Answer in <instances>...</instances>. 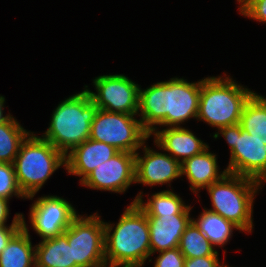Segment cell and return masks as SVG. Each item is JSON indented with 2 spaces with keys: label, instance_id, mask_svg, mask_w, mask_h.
<instances>
[{
  "label": "cell",
  "instance_id": "obj_1",
  "mask_svg": "<svg viewBox=\"0 0 266 267\" xmlns=\"http://www.w3.org/2000/svg\"><path fill=\"white\" fill-rule=\"evenodd\" d=\"M201 79L188 82L173 77L139 89L138 114L149 135L161 127H181L189 119H197Z\"/></svg>",
  "mask_w": 266,
  "mask_h": 267
},
{
  "label": "cell",
  "instance_id": "obj_2",
  "mask_svg": "<svg viewBox=\"0 0 266 267\" xmlns=\"http://www.w3.org/2000/svg\"><path fill=\"white\" fill-rule=\"evenodd\" d=\"M114 225L104 222L106 267H142L151 256L146 214L131 203Z\"/></svg>",
  "mask_w": 266,
  "mask_h": 267
},
{
  "label": "cell",
  "instance_id": "obj_3",
  "mask_svg": "<svg viewBox=\"0 0 266 267\" xmlns=\"http://www.w3.org/2000/svg\"><path fill=\"white\" fill-rule=\"evenodd\" d=\"M98 110L84 88L59 102L51 115L48 129L41 135L58 151L67 155L89 139L91 123Z\"/></svg>",
  "mask_w": 266,
  "mask_h": 267
},
{
  "label": "cell",
  "instance_id": "obj_4",
  "mask_svg": "<svg viewBox=\"0 0 266 267\" xmlns=\"http://www.w3.org/2000/svg\"><path fill=\"white\" fill-rule=\"evenodd\" d=\"M201 79L198 121L217 130L240 123L244 104L255 93L229 75Z\"/></svg>",
  "mask_w": 266,
  "mask_h": 267
},
{
  "label": "cell",
  "instance_id": "obj_5",
  "mask_svg": "<svg viewBox=\"0 0 266 267\" xmlns=\"http://www.w3.org/2000/svg\"><path fill=\"white\" fill-rule=\"evenodd\" d=\"M263 185L253 179L227 173L205 189L211 199L212 208L226 220L233 222L242 232L253 230V203Z\"/></svg>",
  "mask_w": 266,
  "mask_h": 267
},
{
  "label": "cell",
  "instance_id": "obj_6",
  "mask_svg": "<svg viewBox=\"0 0 266 267\" xmlns=\"http://www.w3.org/2000/svg\"><path fill=\"white\" fill-rule=\"evenodd\" d=\"M13 166L20 189L32 200L56 170L62 166L65 169L66 162L63 153L30 132L21 143Z\"/></svg>",
  "mask_w": 266,
  "mask_h": 267
},
{
  "label": "cell",
  "instance_id": "obj_7",
  "mask_svg": "<svg viewBox=\"0 0 266 267\" xmlns=\"http://www.w3.org/2000/svg\"><path fill=\"white\" fill-rule=\"evenodd\" d=\"M213 138L224 137L230 147L228 173L266 182V145L243 130L241 124L219 128ZM220 132V133H219Z\"/></svg>",
  "mask_w": 266,
  "mask_h": 267
},
{
  "label": "cell",
  "instance_id": "obj_8",
  "mask_svg": "<svg viewBox=\"0 0 266 267\" xmlns=\"http://www.w3.org/2000/svg\"><path fill=\"white\" fill-rule=\"evenodd\" d=\"M136 115L98 109L89 138L112 145L118 151L136 153L150 137Z\"/></svg>",
  "mask_w": 266,
  "mask_h": 267
},
{
  "label": "cell",
  "instance_id": "obj_9",
  "mask_svg": "<svg viewBox=\"0 0 266 267\" xmlns=\"http://www.w3.org/2000/svg\"><path fill=\"white\" fill-rule=\"evenodd\" d=\"M75 267H106L104 220L97 212L78 215L64 231Z\"/></svg>",
  "mask_w": 266,
  "mask_h": 267
},
{
  "label": "cell",
  "instance_id": "obj_10",
  "mask_svg": "<svg viewBox=\"0 0 266 267\" xmlns=\"http://www.w3.org/2000/svg\"><path fill=\"white\" fill-rule=\"evenodd\" d=\"M96 92L85 85L98 109L125 114H138L140 85L124 74L100 75L93 79Z\"/></svg>",
  "mask_w": 266,
  "mask_h": 267
},
{
  "label": "cell",
  "instance_id": "obj_11",
  "mask_svg": "<svg viewBox=\"0 0 266 267\" xmlns=\"http://www.w3.org/2000/svg\"><path fill=\"white\" fill-rule=\"evenodd\" d=\"M75 207L57 195H45L34 200L30 207L29 222L44 240L64 233L78 216Z\"/></svg>",
  "mask_w": 266,
  "mask_h": 267
},
{
  "label": "cell",
  "instance_id": "obj_12",
  "mask_svg": "<svg viewBox=\"0 0 266 267\" xmlns=\"http://www.w3.org/2000/svg\"><path fill=\"white\" fill-rule=\"evenodd\" d=\"M135 183V153L119 151L92 170L80 185L97 191L125 193Z\"/></svg>",
  "mask_w": 266,
  "mask_h": 267
},
{
  "label": "cell",
  "instance_id": "obj_13",
  "mask_svg": "<svg viewBox=\"0 0 266 267\" xmlns=\"http://www.w3.org/2000/svg\"><path fill=\"white\" fill-rule=\"evenodd\" d=\"M143 156L139 150L135 153V183L145 186L167 184L181 178V163L168 153L158 152L143 144Z\"/></svg>",
  "mask_w": 266,
  "mask_h": 267
},
{
  "label": "cell",
  "instance_id": "obj_14",
  "mask_svg": "<svg viewBox=\"0 0 266 267\" xmlns=\"http://www.w3.org/2000/svg\"><path fill=\"white\" fill-rule=\"evenodd\" d=\"M159 130L158 127L150 134V137H154L153 143L180 163L209 147V144L196 137L186 127H166Z\"/></svg>",
  "mask_w": 266,
  "mask_h": 267
},
{
  "label": "cell",
  "instance_id": "obj_15",
  "mask_svg": "<svg viewBox=\"0 0 266 267\" xmlns=\"http://www.w3.org/2000/svg\"><path fill=\"white\" fill-rule=\"evenodd\" d=\"M118 152L112 145L89 138L65 155V169L68 174L80 177L81 182L92 170Z\"/></svg>",
  "mask_w": 266,
  "mask_h": 267
},
{
  "label": "cell",
  "instance_id": "obj_16",
  "mask_svg": "<svg viewBox=\"0 0 266 267\" xmlns=\"http://www.w3.org/2000/svg\"><path fill=\"white\" fill-rule=\"evenodd\" d=\"M150 230L151 256L178 248L182 234L192 221L190 214L146 215Z\"/></svg>",
  "mask_w": 266,
  "mask_h": 267
},
{
  "label": "cell",
  "instance_id": "obj_17",
  "mask_svg": "<svg viewBox=\"0 0 266 267\" xmlns=\"http://www.w3.org/2000/svg\"><path fill=\"white\" fill-rule=\"evenodd\" d=\"M209 148L181 163V177L186 176L194 194L199 193L198 191L205 189L228 173L226 169L219 170L218 157L209 151Z\"/></svg>",
  "mask_w": 266,
  "mask_h": 267
},
{
  "label": "cell",
  "instance_id": "obj_18",
  "mask_svg": "<svg viewBox=\"0 0 266 267\" xmlns=\"http://www.w3.org/2000/svg\"><path fill=\"white\" fill-rule=\"evenodd\" d=\"M23 228L0 253V267H36V246L32 245L29 228L22 214Z\"/></svg>",
  "mask_w": 266,
  "mask_h": 267
},
{
  "label": "cell",
  "instance_id": "obj_19",
  "mask_svg": "<svg viewBox=\"0 0 266 267\" xmlns=\"http://www.w3.org/2000/svg\"><path fill=\"white\" fill-rule=\"evenodd\" d=\"M35 246L36 267H75L72 246L64 233L41 240Z\"/></svg>",
  "mask_w": 266,
  "mask_h": 267
},
{
  "label": "cell",
  "instance_id": "obj_20",
  "mask_svg": "<svg viewBox=\"0 0 266 267\" xmlns=\"http://www.w3.org/2000/svg\"><path fill=\"white\" fill-rule=\"evenodd\" d=\"M143 195L140 191L132 203L135 202L146 215L190 214L192 210V206L186 205L173 189L155 192L147 201L143 200Z\"/></svg>",
  "mask_w": 266,
  "mask_h": 267
},
{
  "label": "cell",
  "instance_id": "obj_21",
  "mask_svg": "<svg viewBox=\"0 0 266 267\" xmlns=\"http://www.w3.org/2000/svg\"><path fill=\"white\" fill-rule=\"evenodd\" d=\"M192 222L207 237L214 247H224L233 236V231L242 232L233 222L226 220L218 213L203 208L198 218L192 217ZM234 229V230H233Z\"/></svg>",
  "mask_w": 266,
  "mask_h": 267
},
{
  "label": "cell",
  "instance_id": "obj_22",
  "mask_svg": "<svg viewBox=\"0 0 266 267\" xmlns=\"http://www.w3.org/2000/svg\"><path fill=\"white\" fill-rule=\"evenodd\" d=\"M240 124L248 134L266 145V97L254 93L244 104Z\"/></svg>",
  "mask_w": 266,
  "mask_h": 267
},
{
  "label": "cell",
  "instance_id": "obj_23",
  "mask_svg": "<svg viewBox=\"0 0 266 267\" xmlns=\"http://www.w3.org/2000/svg\"><path fill=\"white\" fill-rule=\"evenodd\" d=\"M31 131H27L11 116L0 124V162L13 164L21 143Z\"/></svg>",
  "mask_w": 266,
  "mask_h": 267
},
{
  "label": "cell",
  "instance_id": "obj_24",
  "mask_svg": "<svg viewBox=\"0 0 266 267\" xmlns=\"http://www.w3.org/2000/svg\"><path fill=\"white\" fill-rule=\"evenodd\" d=\"M179 250L186 259L219 255L217 249L191 221L186 227L179 242Z\"/></svg>",
  "mask_w": 266,
  "mask_h": 267
},
{
  "label": "cell",
  "instance_id": "obj_25",
  "mask_svg": "<svg viewBox=\"0 0 266 267\" xmlns=\"http://www.w3.org/2000/svg\"><path fill=\"white\" fill-rule=\"evenodd\" d=\"M13 196L27 199L18 185L13 164L0 162V197L10 200Z\"/></svg>",
  "mask_w": 266,
  "mask_h": 267
},
{
  "label": "cell",
  "instance_id": "obj_26",
  "mask_svg": "<svg viewBox=\"0 0 266 267\" xmlns=\"http://www.w3.org/2000/svg\"><path fill=\"white\" fill-rule=\"evenodd\" d=\"M238 5L240 15L266 23V0H242Z\"/></svg>",
  "mask_w": 266,
  "mask_h": 267
},
{
  "label": "cell",
  "instance_id": "obj_27",
  "mask_svg": "<svg viewBox=\"0 0 266 267\" xmlns=\"http://www.w3.org/2000/svg\"><path fill=\"white\" fill-rule=\"evenodd\" d=\"M153 267H184L185 257L179 248H172L158 252Z\"/></svg>",
  "mask_w": 266,
  "mask_h": 267
},
{
  "label": "cell",
  "instance_id": "obj_28",
  "mask_svg": "<svg viewBox=\"0 0 266 267\" xmlns=\"http://www.w3.org/2000/svg\"><path fill=\"white\" fill-rule=\"evenodd\" d=\"M23 228L22 213H16L11 225L0 227V253L9 241Z\"/></svg>",
  "mask_w": 266,
  "mask_h": 267
},
{
  "label": "cell",
  "instance_id": "obj_29",
  "mask_svg": "<svg viewBox=\"0 0 266 267\" xmlns=\"http://www.w3.org/2000/svg\"><path fill=\"white\" fill-rule=\"evenodd\" d=\"M219 255H209L204 257H197L185 259L184 267H227L225 263L220 264Z\"/></svg>",
  "mask_w": 266,
  "mask_h": 267
},
{
  "label": "cell",
  "instance_id": "obj_30",
  "mask_svg": "<svg viewBox=\"0 0 266 267\" xmlns=\"http://www.w3.org/2000/svg\"><path fill=\"white\" fill-rule=\"evenodd\" d=\"M9 200L0 197V227L8 226L7 219L9 218Z\"/></svg>",
  "mask_w": 266,
  "mask_h": 267
},
{
  "label": "cell",
  "instance_id": "obj_31",
  "mask_svg": "<svg viewBox=\"0 0 266 267\" xmlns=\"http://www.w3.org/2000/svg\"><path fill=\"white\" fill-rule=\"evenodd\" d=\"M4 104H5V96L0 95V124L6 122L12 116L10 112L6 115L3 114L5 109Z\"/></svg>",
  "mask_w": 266,
  "mask_h": 267
}]
</instances>
